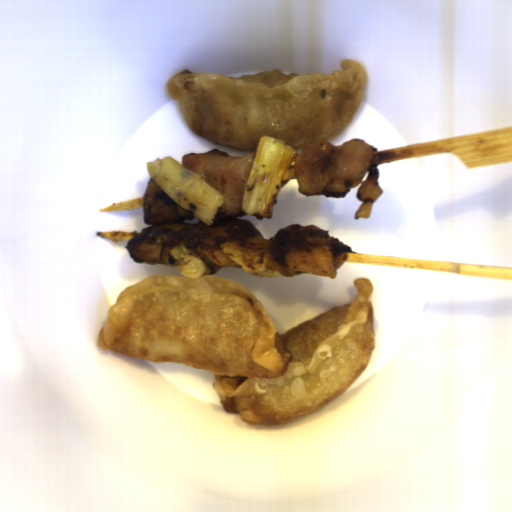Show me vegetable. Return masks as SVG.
I'll list each match as a JSON object with an SVG mask.
<instances>
[{
    "label": "vegetable",
    "instance_id": "1",
    "mask_svg": "<svg viewBox=\"0 0 512 512\" xmlns=\"http://www.w3.org/2000/svg\"><path fill=\"white\" fill-rule=\"evenodd\" d=\"M300 149L273 136L257 141L256 156L242 196L241 209L257 220L271 219L279 193L296 178L295 166Z\"/></svg>",
    "mask_w": 512,
    "mask_h": 512
},
{
    "label": "vegetable",
    "instance_id": "2",
    "mask_svg": "<svg viewBox=\"0 0 512 512\" xmlns=\"http://www.w3.org/2000/svg\"><path fill=\"white\" fill-rule=\"evenodd\" d=\"M146 168L151 180L193 218L212 224L224 198L204 178L172 156L152 159Z\"/></svg>",
    "mask_w": 512,
    "mask_h": 512
},
{
    "label": "vegetable",
    "instance_id": "3",
    "mask_svg": "<svg viewBox=\"0 0 512 512\" xmlns=\"http://www.w3.org/2000/svg\"><path fill=\"white\" fill-rule=\"evenodd\" d=\"M203 230L194 224L170 251V256L182 276L201 278L203 275L217 274L218 267L201 249Z\"/></svg>",
    "mask_w": 512,
    "mask_h": 512
},
{
    "label": "vegetable",
    "instance_id": "4",
    "mask_svg": "<svg viewBox=\"0 0 512 512\" xmlns=\"http://www.w3.org/2000/svg\"><path fill=\"white\" fill-rule=\"evenodd\" d=\"M270 240L265 238L229 241L221 244V251L239 265L248 275L275 278L281 272L269 266Z\"/></svg>",
    "mask_w": 512,
    "mask_h": 512
}]
</instances>
